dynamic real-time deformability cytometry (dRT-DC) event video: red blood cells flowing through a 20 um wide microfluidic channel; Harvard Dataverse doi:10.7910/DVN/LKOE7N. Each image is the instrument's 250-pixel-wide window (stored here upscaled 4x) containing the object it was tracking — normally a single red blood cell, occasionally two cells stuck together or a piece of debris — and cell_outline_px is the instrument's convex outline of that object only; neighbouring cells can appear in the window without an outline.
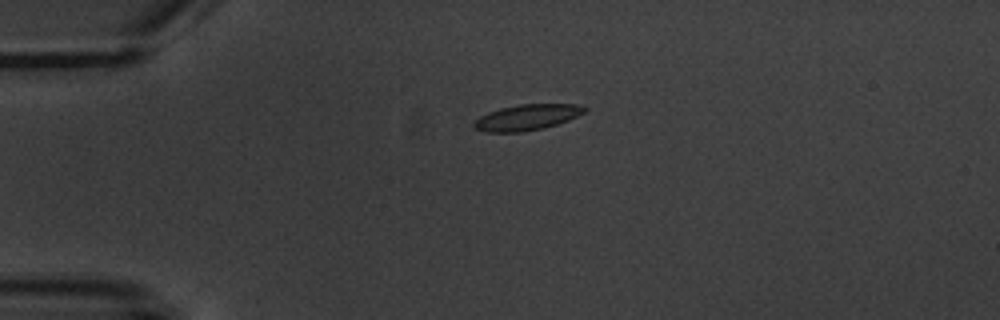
{"species": "common noctule bat (a hibernating species)", "species_latin": "Nyctalus noctula", "temperature_condition": "warm", "stored_images_in_passage": 2, "camera_frame_rate_fps": 3000, "um_per_image_px": 0.085, "animal": {"sex": "male", "body_mass_g": 20.1, "forearm_length_mm": 53.5}, "frame": {"image": 1, "passage_image": 1, "time_ms": 0.0, "image_size_px": [1000, 320], "cell_outline_px": [[588, 108], [584, 112], [568, 120], [544, 128], [520, 132], [484, 132], [476, 128], [472, 124], [480, 116], [488, 112], [500, 108], [520, 104], [576, 104]], "centroid_in_image_um": [44.77, 9.97], "position_along_channel_um": 40.2, "area_um2": 16.47}}
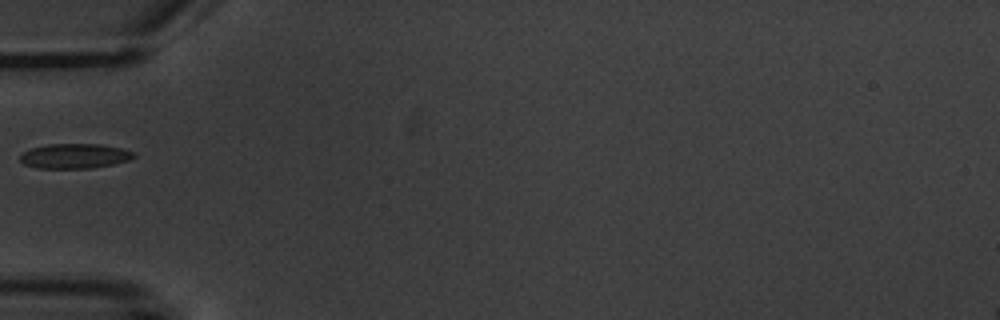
{"frame": {"image": 2, "passage_image": 2, "time_ms": 2.0, "image_size_px": [1000, 320], "cell_outline_px": [[136, 156], [132, 160], [92, 168], [36, 168], [24, 164], [20, 160], [20, 156], [24, 152], [32, 148], [48, 144], [100, 144], [120, 148], [136, 152]], "centroid_in_image_um": [6.39, 13.26], "position_along_channel_um": 78.6, "area_um2": 16.47}}